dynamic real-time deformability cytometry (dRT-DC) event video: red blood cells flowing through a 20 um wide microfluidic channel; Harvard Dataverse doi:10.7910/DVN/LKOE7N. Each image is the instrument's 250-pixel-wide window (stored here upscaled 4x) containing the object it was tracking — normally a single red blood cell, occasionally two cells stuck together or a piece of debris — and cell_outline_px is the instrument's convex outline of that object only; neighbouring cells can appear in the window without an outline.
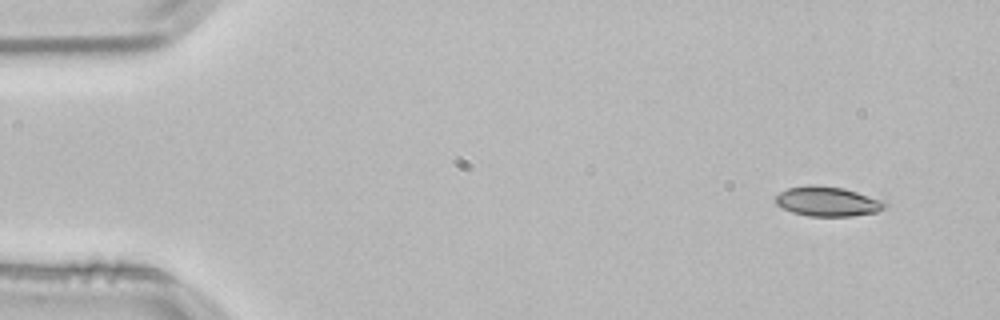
{"species": "common noctule bat (a hibernating species)", "species_latin": "Nyctalus noctula", "temperature_condition": "room temperature", "stored_images_in_passage": 50, "camera_frame_rate_fps": 3000, "um_per_image_px": 0.085, "animal": {"sex": "male", "body_mass_g": 21.5, "forearm_length_mm": 52.0}, "frame": {"image": 1, "passage_image": 1, "time_ms": 0.0, "image_size_px": [1000, 320], "cell_outline_px": [[888, 204], [884, 208], [876, 212], [852, 216], [808, 216], [792, 212], [776, 204], [776, 196], [780, 192], [788, 188], [808, 184], [816, 184], [844, 188], [884, 200]], "centroid_in_image_um": [70.36, 17.11], "position_along_channel_um": 14.6, "area_um2": 19.02}}
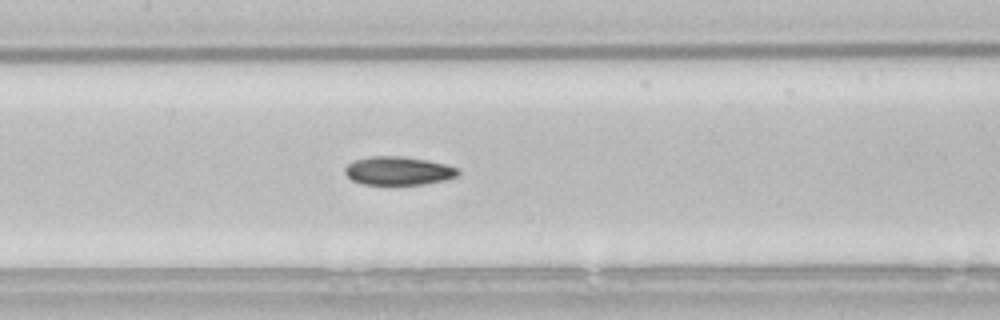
{"frame": {"image": 2, "passage_image": 22, "time_ms": 7.0, "image_size_px": [1000, 320], "cell_outline_px": [[460, 172], [456, 176], [444, 180], [424, 184], [364, 184], [352, 180], [344, 172], [344, 168], [352, 160], [368, 156], [400, 156], [428, 160], [444, 164], [456, 168]], "centroid_in_image_um": [33.81, 14.5], "position_along_channel_um": 173.6, "area_um2": 18.67}}
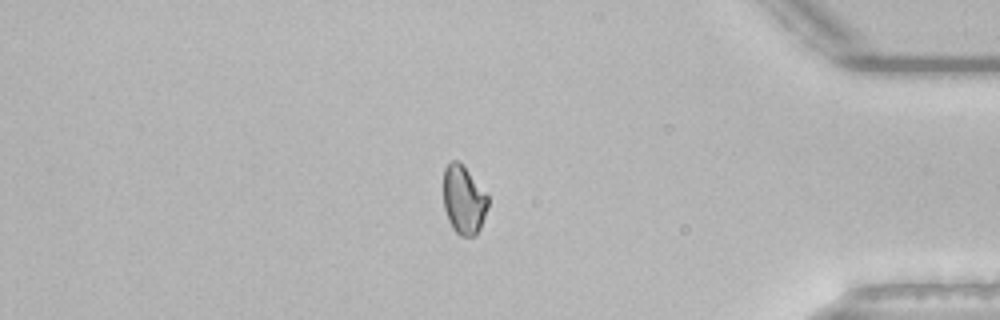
{"frame": {"image": 3, "passage_image": 42, "time_ms": 13.667, "image_size_px": [1000, 320], "cell_outline_px": [[488, 208], [480, 228], [476, 236], [460, 236], [452, 228], [448, 220], [444, 208], [444, 168], [452, 160], [456, 160], [468, 172], [488, 196]], "centroid_in_image_um": [39.41, 17.04], "position_along_channel_um": 395.8, "area_um2": 17.57}, "authors_computed_cell_mechanics": {"area_um2": 18.5538, "velocity_mm_per_s": 3.8211, "shape_relaxation_time_tau1_ms": 7.8868, "shape_relaxation_time_tau2_ms": 7.9775, "deformation_change_tau1": 0.1545, "deformation_change_tau2": 0.1068}}